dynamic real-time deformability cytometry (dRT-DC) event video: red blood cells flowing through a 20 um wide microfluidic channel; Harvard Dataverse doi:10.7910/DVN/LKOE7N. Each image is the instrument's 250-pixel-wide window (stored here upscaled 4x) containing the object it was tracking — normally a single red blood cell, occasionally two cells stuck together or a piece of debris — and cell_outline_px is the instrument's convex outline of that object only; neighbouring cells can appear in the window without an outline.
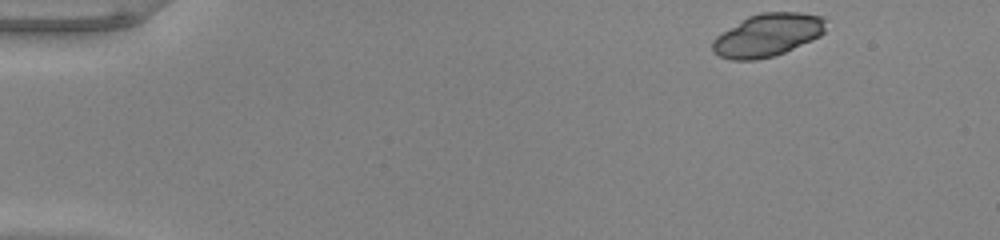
{"species": "common noctule bat (a hibernating species)", "species_latin": "Nyctalus noctula", "temperature_condition": "warm", "stored_images_in_passage": 47, "camera_frame_rate_fps": 3000, "um_per_image_px": 0.085, "animal": {"sex": "male", "body_mass_g": 20.0, "forearm_length_mm": 53.3}, "frame": {"image": 1, "passage_image": 1, "time_ms": 0.0, "image_size_px": [1000, 240], "cell_outline_px": [[824, 32], [820, 36], [812, 40], [784, 52], [772, 56], [756, 60], [732, 60], [720, 56], [712, 52], [712, 40], [716, 36], [748, 16], [760, 12], [800, 12], [824, 16]], "centroid_in_image_um": [65.23, 2.98], "position_along_channel_um": 19.8, "area_um2": 28.21}}